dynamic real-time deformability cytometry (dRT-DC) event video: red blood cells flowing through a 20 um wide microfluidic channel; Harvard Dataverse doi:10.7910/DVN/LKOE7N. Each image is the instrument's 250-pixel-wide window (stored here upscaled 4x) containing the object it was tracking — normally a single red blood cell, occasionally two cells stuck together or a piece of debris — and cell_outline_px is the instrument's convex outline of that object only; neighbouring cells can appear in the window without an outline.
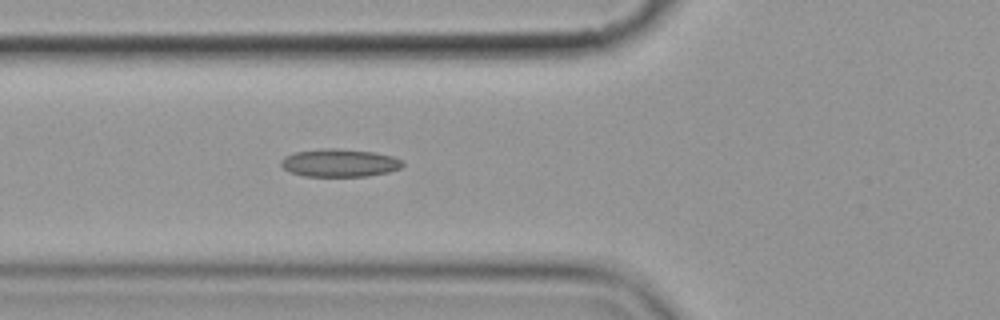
{"species": "common noctule bat (a hibernating species)", "species_latin": "Nyctalus noctula", "temperature_condition": "cold", "stored_images_in_passage": 6, "camera_frame_rate_fps": 3000, "um_per_image_px": 0.085, "animal": {"sex": "female", "body_mass_g": 19.9}, "frame": {"image": 1, "passage_image": 6, "time_ms": 5.667, "image_size_px": [1000, 320], "cell_outline_px": [[404, 164], [400, 168], [388, 172], [368, 176], [304, 176], [288, 172], [280, 164], [280, 160], [284, 156], [296, 152], [324, 148], [336, 148], [376, 152], [392, 156], [404, 160]], "centroid_in_image_um": [28.86, 13.84], "position_along_channel_um": 96.9, "area_um2": 19.94}}